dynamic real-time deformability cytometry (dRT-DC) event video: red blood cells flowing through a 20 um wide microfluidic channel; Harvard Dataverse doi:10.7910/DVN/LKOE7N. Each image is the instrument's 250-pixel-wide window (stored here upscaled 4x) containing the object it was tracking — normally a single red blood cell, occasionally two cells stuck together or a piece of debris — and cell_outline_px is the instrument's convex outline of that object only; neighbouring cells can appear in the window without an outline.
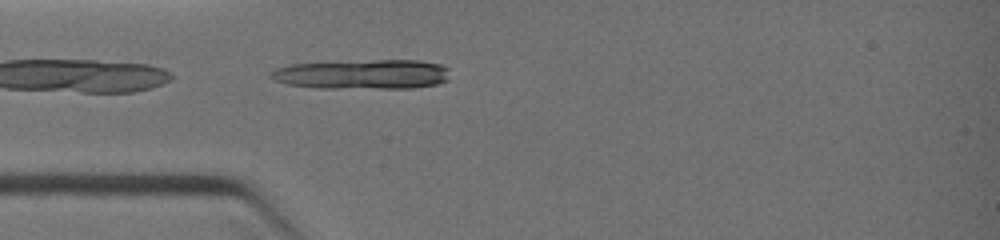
{"species": "common noctule bat (a hibernating species)", "species_latin": "Nyctalus noctula", "temperature_condition": "warm", "stored_images_in_passage": 15, "camera_frame_rate_fps": 3000, "um_per_image_px": 0.085, "animal": {"sex": "female", "body_mass_g": 19.0, "forearm_length_mm": 51.5}, "frame": {"image": 1, "passage_image": 11, "time_ms": 3.0, "image_size_px": [1000, 240], "cell_outline_px": [[448, 80], [436, 84], [412, 88], [316, 88], [288, 84], [272, 80], [268, 76], [268, 72], [276, 68], [288, 64], [376, 60], [420, 60], [440, 64], [448, 68]], "centroid_in_image_um": [30.77, 6.31], "position_along_channel_um": 54.2, "area_um2": 31.15}}
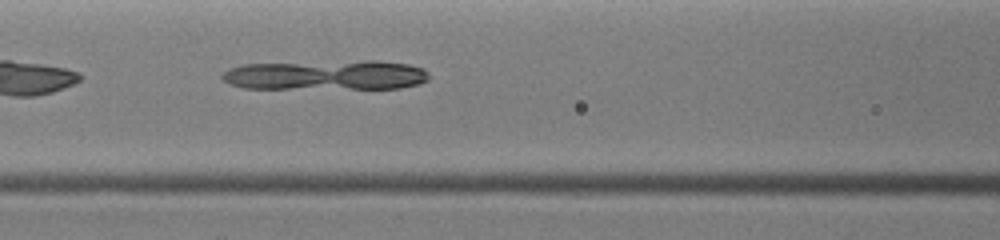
{"frame": {"image": 2, "passage_image": 15, "time_ms": 4.667, "image_size_px": [1000, 240], "cell_outline_px": [[428, 80], [420, 84], [400, 88], [244, 88], [228, 84], [220, 76], [220, 72], [228, 68], [244, 64], [364, 60], [376, 60], [408, 64], [424, 68], [428, 72]], "centroid_in_image_um": [27.7, 6.37], "position_along_channel_um": 138.9, "area_um2": 36.3}}